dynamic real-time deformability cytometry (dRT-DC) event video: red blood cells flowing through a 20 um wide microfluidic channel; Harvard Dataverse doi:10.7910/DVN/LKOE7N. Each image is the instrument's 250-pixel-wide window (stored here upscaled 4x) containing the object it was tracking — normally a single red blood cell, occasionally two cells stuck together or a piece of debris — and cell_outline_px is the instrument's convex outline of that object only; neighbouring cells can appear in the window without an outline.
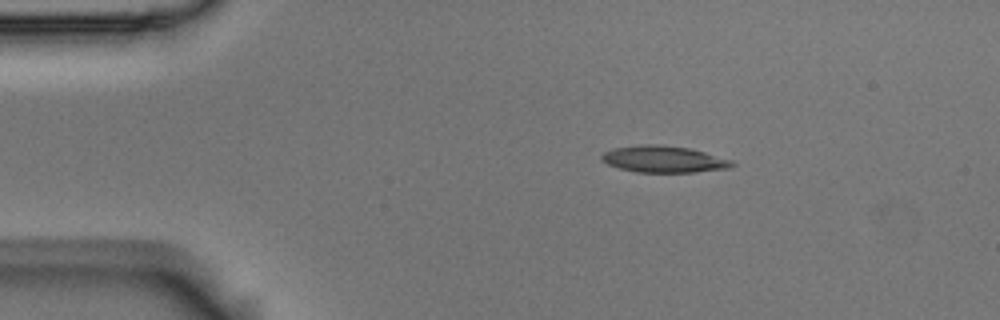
{"species": "Egyptian fruit bat (a non-hibernating species)", "species_latin": "Rousettus aegyptiacus", "temperature_condition": "room temperature", "stored_images_in_passage": 3, "camera_frame_rate_fps": 3000, "um_per_image_px": 0.085, "animal": {"sex": "male"}, "frame": {"image": 1, "passage_image": 2, "time_ms": 0.333, "image_size_px": [1000, 320], "cell_outline_px": [[736, 164], [728, 168], [692, 172], [636, 172], [620, 168], [608, 164], [600, 160], [600, 156], [604, 152], [616, 148], [640, 144], [660, 144], [692, 148], [732, 160]], "centroid_in_image_um": [56.42, 13.52], "position_along_channel_um": 28.6, "area_um2": 20.29}}